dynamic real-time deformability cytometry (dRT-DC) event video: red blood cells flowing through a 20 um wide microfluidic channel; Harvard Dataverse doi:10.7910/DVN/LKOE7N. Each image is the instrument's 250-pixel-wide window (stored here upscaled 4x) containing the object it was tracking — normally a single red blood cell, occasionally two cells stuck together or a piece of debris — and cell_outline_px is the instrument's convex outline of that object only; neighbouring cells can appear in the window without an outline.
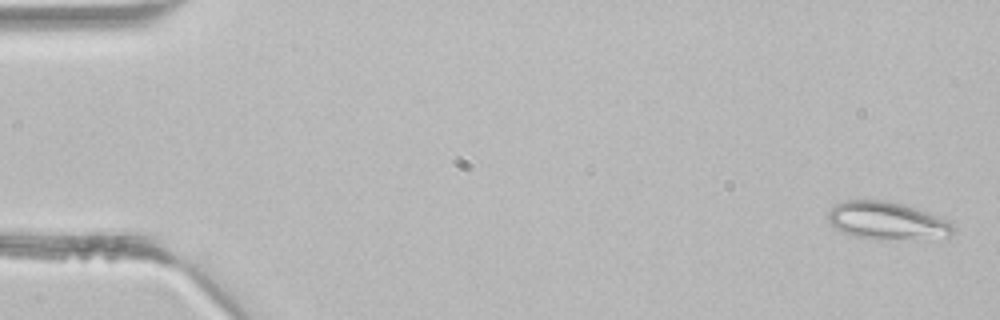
{"species": "common noctule bat (a hibernating species)", "species_latin": "Nyctalus noctula", "temperature_condition": "room temperature", "stored_images_in_passage": 4, "camera_frame_rate_fps": 3000, "um_per_image_px": 0.085, "animal": {"sex": "male", "body_mass_g": 21.5, "forearm_length_mm": 52.0}, "frame": {"image": 1, "passage_image": 1, "time_ms": 0.0, "image_size_px": [1000, 320], "cell_outline_px": [[956, 232], [948, 236], [884, 240], [876, 240], [856, 236], [844, 232], [836, 228], [828, 220], [828, 212], [836, 204], [844, 200], [888, 200], [904, 204], [948, 220], [956, 228]], "centroid_in_image_um": [75.4, 18.76], "position_along_channel_um": 9.6, "area_um2": 27.4}}